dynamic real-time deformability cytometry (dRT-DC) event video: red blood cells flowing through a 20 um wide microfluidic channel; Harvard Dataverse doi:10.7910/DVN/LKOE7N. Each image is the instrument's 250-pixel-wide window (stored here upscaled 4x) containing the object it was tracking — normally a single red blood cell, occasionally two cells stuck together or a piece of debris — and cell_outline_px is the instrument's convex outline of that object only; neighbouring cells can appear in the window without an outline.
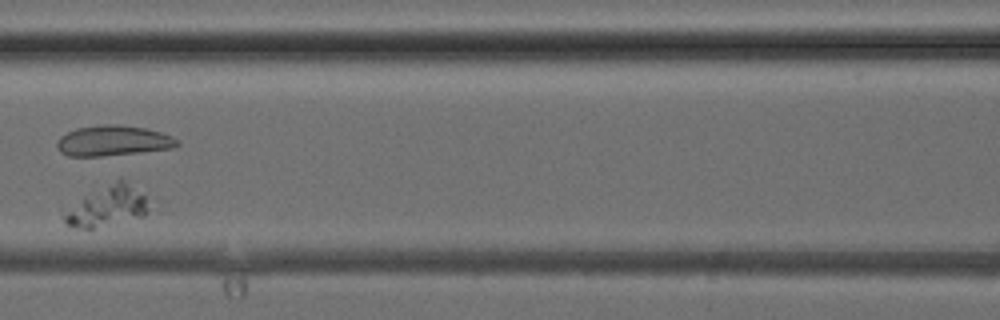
{"species": "common noctule bat (a hibernating species)", "species_latin": "Nyctalus noctula", "temperature_condition": "cold", "stored_images_in_passage": 7, "segment_of_instrument_passage": [1, 2], "camera_frame_rate_fps": 3000, "um_per_image_px": 0.085, "animal": {"sex": "female", "body_mass_g": 24.6, "forearm_length_mm": 56.2}, "frame": {"image": 1, "passage_image": 5, "time_ms": 4.667, "image_size_px": [1000, 320], "cell_outline_px": [[148, 208], [144, 216], [92, 228], [76, 228], [68, 224], [64, 220], [64, 216], [84, 196], [120, 176], [144, 196]], "centroid_in_image_um": [9.16, 17.5], "position_along_channel_um": 157.4, "area_um2": 19.13}}
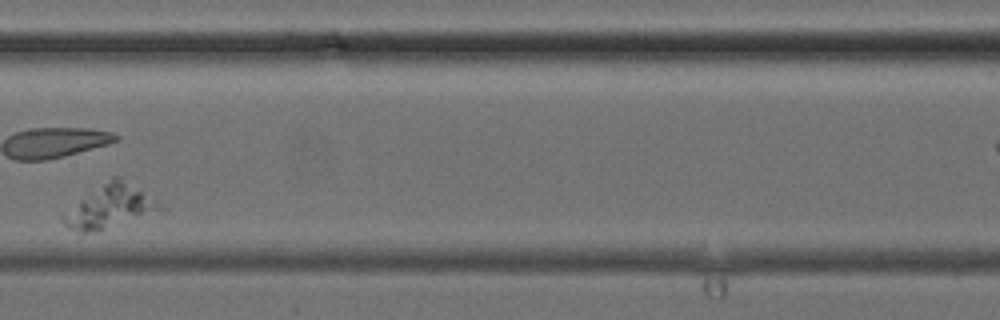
{"frame": {"image": 2, "passage_image": 6, "time_ms": 5.667, "image_size_px": [1000, 320], "cell_outline_px": [[168, 208], [96, 232], [80, 232], [68, 228], [64, 224], [60, 216], [80, 200], [112, 176], [120, 176]], "centroid_in_image_um": [9.36, 17.57], "position_along_channel_um": 198.0, "area_um2": 23.81}}